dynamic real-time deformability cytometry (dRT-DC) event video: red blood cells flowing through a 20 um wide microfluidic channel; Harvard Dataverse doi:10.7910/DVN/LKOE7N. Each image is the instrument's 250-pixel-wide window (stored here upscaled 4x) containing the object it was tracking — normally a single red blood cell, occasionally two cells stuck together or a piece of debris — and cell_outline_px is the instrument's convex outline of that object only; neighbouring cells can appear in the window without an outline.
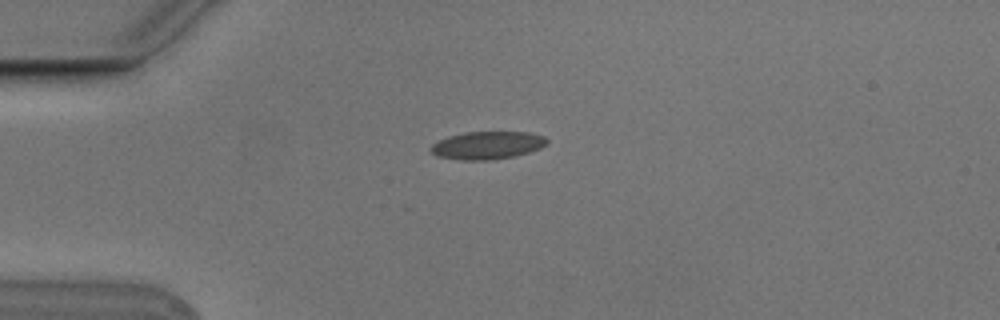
{"species": "Egyptian fruit bat (a non-hibernating species)", "species_latin": "Rousettus aegyptiacus", "temperature_condition": "cold", "stored_images_in_passage": 3, "camera_frame_rate_fps": 3000, "um_per_image_px": 0.085, "animal": {"sex": "male"}, "frame": {"image": 1, "passage_image": 1, "time_ms": 0.0, "image_size_px": [1000, 320], "cell_outline_px": [[548, 144], [540, 148], [516, 156], [492, 160], [460, 160], [436, 156], [428, 148], [432, 144], [448, 136], [464, 132], [528, 132], [544, 136], [548, 140]], "centroid_in_image_um": [41.42, 12.35], "position_along_channel_um": 43.6, "area_um2": 18.96}}